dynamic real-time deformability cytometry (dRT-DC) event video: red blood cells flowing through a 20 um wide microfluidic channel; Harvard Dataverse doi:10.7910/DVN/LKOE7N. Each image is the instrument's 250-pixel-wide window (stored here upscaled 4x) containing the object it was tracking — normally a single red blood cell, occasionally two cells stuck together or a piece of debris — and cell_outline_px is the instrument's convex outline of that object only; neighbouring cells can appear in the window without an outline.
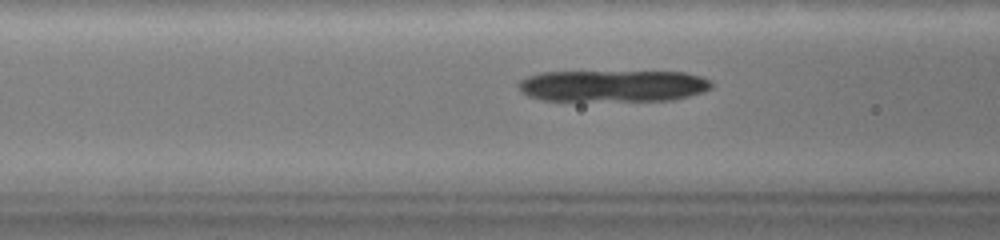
{"species": "common noctule bat (a hibernating species)", "species_latin": "Nyctalus noctula", "temperature_condition": "warm", "stored_images_in_passage": 51, "camera_frame_rate_fps": 3000, "um_per_image_px": 0.085, "animal": {"sex": "female", "body_mass_g": 19.0, "forearm_length_mm": 51.5}, "frame": {"image": 1, "passage_image": 8, "time_ms": 2.333, "image_size_px": [1000, 240], "cell_outline_px": [[712, 88], [704, 92], [672, 100], [540, 100], [528, 96], [520, 92], [516, 84], [520, 80], [528, 76], [540, 72], [684, 72], [700, 76], [712, 80]], "centroid_in_image_um": [52.09, 7.29], "position_along_channel_um": 114.5, "area_um2": 35.72}}
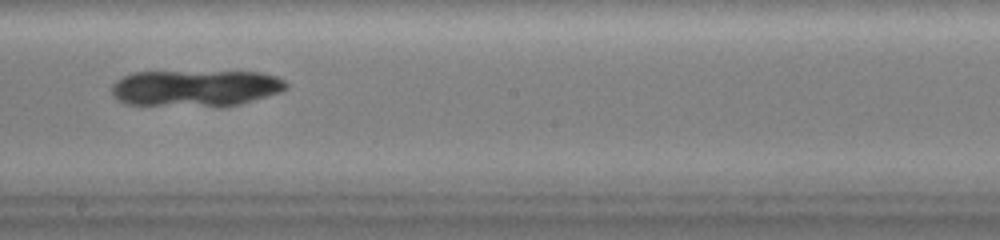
{"frame": {"image": 2, "passage_image": 21, "time_ms": 6.667, "image_size_px": [1000, 240], "cell_outline_px": [[288, 88], [280, 92], [240, 104], [220, 108], [216, 108], [124, 104], [116, 100], [112, 96], [112, 84], [116, 80], [132, 72], [260, 72], [276, 76], [284, 80], [288, 84]], "centroid_in_image_um": [16.6, 7.52], "position_along_channel_um": 231.6, "area_um2": 37.97}}
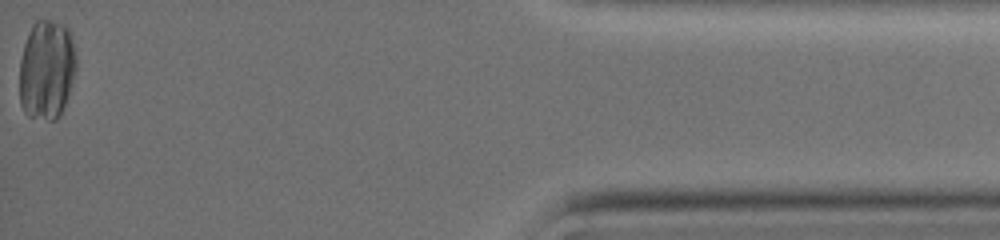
{"frame": {"image": 3, "passage_image": 51, "time_ms": 16.667, "image_size_px": [1000, 240], "cell_outline_px": [[76, 72], [64, 104], [56, 120], [48, 120], [28, 116], [24, 112], [20, 104], [20, 60], [24, 44], [28, 32], [32, 24], [36, 20], [52, 20], [64, 24], [72, 32], [76, 52]], "centroid_in_image_um": [3.98, 5.88], "position_along_channel_um": 431.2, "area_um2": 33.41}}